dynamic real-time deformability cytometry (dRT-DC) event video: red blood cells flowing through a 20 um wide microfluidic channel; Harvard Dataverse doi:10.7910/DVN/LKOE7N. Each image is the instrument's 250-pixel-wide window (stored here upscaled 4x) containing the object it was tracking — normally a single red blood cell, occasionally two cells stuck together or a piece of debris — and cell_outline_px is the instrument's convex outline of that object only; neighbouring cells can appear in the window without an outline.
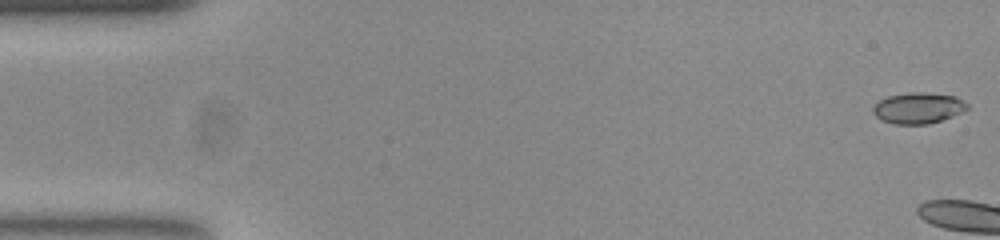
{"species": "common noctule bat (a hibernating species)", "species_latin": "Nyctalus noctula", "temperature_condition": "room temperature", "stored_images_in_passage": 10, "camera_frame_rate_fps": 3000, "um_per_image_px": 0.085, "animal": {"sex": "female", "body_mass_g": 23.0, "forearm_length_mm": 53.4}, "frame": {"image": 1, "passage_image": 1, "time_ms": 0.0, "image_size_px": [1000, 240], "cell_outline_px": [[968, 108], [952, 116], [928, 124], [896, 124], [880, 120], [872, 112], [872, 108], [880, 100], [888, 96], [908, 92], [924, 92], [956, 96], [968, 104]], "centroid_in_image_um": [78.02, 9.17], "position_along_channel_um": 7.0, "area_um2": 16.94}}